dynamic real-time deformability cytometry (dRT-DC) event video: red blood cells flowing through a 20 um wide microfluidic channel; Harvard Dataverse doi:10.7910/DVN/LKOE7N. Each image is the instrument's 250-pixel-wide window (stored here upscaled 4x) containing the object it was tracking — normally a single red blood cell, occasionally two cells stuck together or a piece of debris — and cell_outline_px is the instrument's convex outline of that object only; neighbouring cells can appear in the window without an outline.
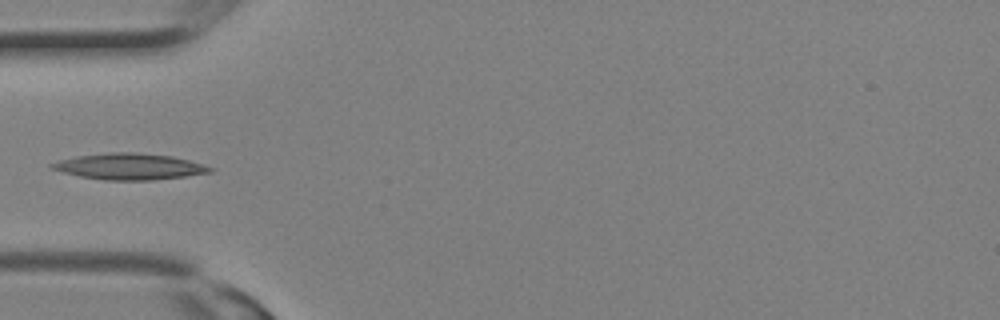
{"species": "Egyptian fruit bat (a non-hibernating species)", "species_latin": "Rousettus aegyptiacus", "temperature_condition": "room temperature", "stored_images_in_passage": 11, "camera_frame_rate_fps": 3000, "um_per_image_px": 0.085, "animal": {"sex": "female"}, "frame": {"image": 1, "passage_image": 10, "time_ms": 3.0, "image_size_px": [1000, 320], "cell_outline_px": [[216, 168], [212, 172], [184, 176], [152, 180], [104, 180], [80, 176], [64, 172], [52, 168], [48, 164], [60, 160], [76, 156], [108, 152], [136, 152], [172, 156], [188, 160]], "centroid_in_image_um": [11.02, 14.15], "position_along_channel_um": 74.0, "area_um2": 24.04}}